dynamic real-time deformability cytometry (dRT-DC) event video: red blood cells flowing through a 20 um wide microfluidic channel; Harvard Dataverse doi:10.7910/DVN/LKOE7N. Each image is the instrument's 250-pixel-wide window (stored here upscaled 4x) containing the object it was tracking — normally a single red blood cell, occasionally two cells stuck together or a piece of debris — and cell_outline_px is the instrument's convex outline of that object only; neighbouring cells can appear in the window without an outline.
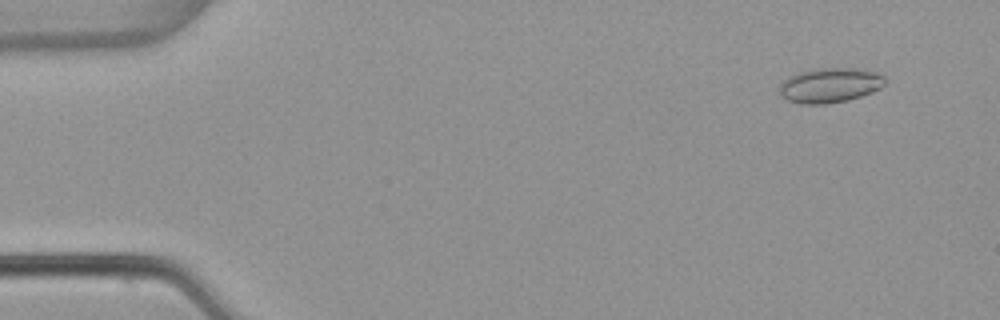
{"species": "common noctule bat (a hibernating species)", "species_latin": "Nyctalus noctula", "temperature_condition": "warm", "stored_images_in_passage": 54, "camera_frame_rate_fps": 3000, "um_per_image_px": 0.085, "animal": {"sex": "female", "body_mass_g": 22.7, "forearm_length_mm": 54.2}, "frame": {"image": 1, "passage_image": 5, "time_ms": 1.333, "image_size_px": [1000, 320], "cell_outline_px": [[888, 80], [880, 88], [872, 92], [848, 100], [824, 104], [800, 104], [788, 100], [780, 96], [780, 84], [788, 76], [800, 72], [816, 68], [860, 68], [876, 72], [884, 76]], "centroid_in_image_um": [70.55, 7.24], "position_along_channel_um": 14.4, "area_um2": 21.56}}
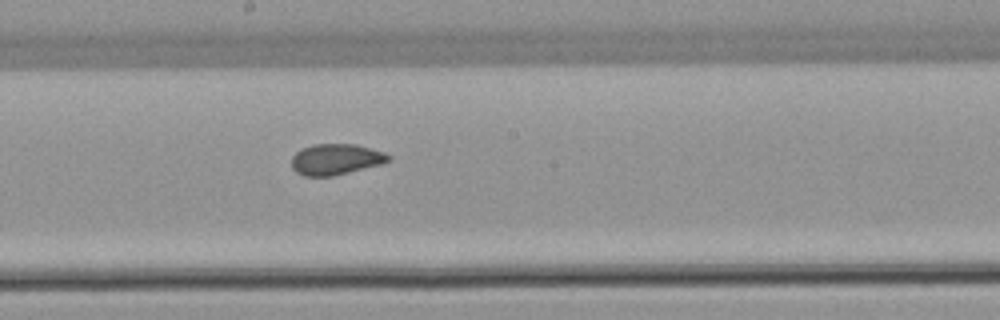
{"frame": {"image": 2, "passage_image": 30, "time_ms": 9.667, "image_size_px": [1000, 320], "cell_outline_px": [[392, 160], [380, 164], [332, 176], [304, 176], [296, 172], [292, 168], [292, 156], [300, 148], [312, 144], [356, 144], [384, 152], [392, 156]], "centroid_in_image_um": [28.53, 13.53], "position_along_channel_um": 219.7, "area_um2": 17.51}}
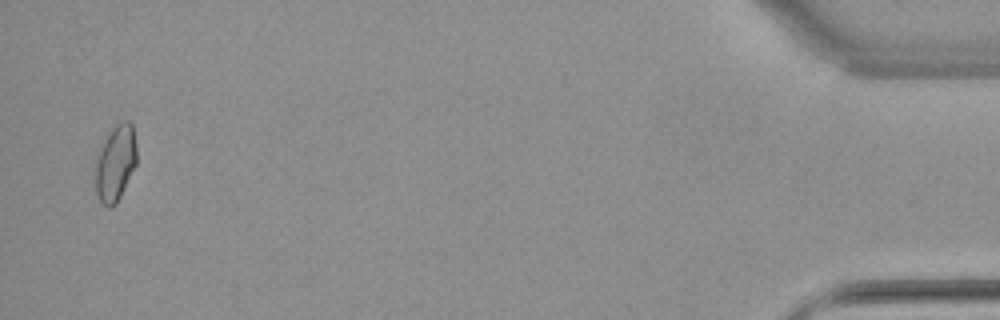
{"frame": {"image": 3, "passage_image": 53, "time_ms": 17.333, "image_size_px": [1000, 320], "cell_outline_px": [[136, 164], [116, 204], [108, 208], [100, 200], [96, 192], [96, 160], [100, 148], [104, 140], [112, 128], [120, 120], [128, 120], [132, 124], [136, 144]], "centroid_in_image_um": [9.82, 13.83], "position_along_channel_um": 425.4, "area_um2": 18.09}, "authors_computed_cell_mechanics": {"area_um2": 17.8602, "velocity_mm_per_s": 3.8298, "shape_relaxation_time_tau1_ms": null, "shape_relaxation_time_tau2_ms": 1.0472, "deformation_change_tau1": null, "deformation_change_tau2": 0.0519}}